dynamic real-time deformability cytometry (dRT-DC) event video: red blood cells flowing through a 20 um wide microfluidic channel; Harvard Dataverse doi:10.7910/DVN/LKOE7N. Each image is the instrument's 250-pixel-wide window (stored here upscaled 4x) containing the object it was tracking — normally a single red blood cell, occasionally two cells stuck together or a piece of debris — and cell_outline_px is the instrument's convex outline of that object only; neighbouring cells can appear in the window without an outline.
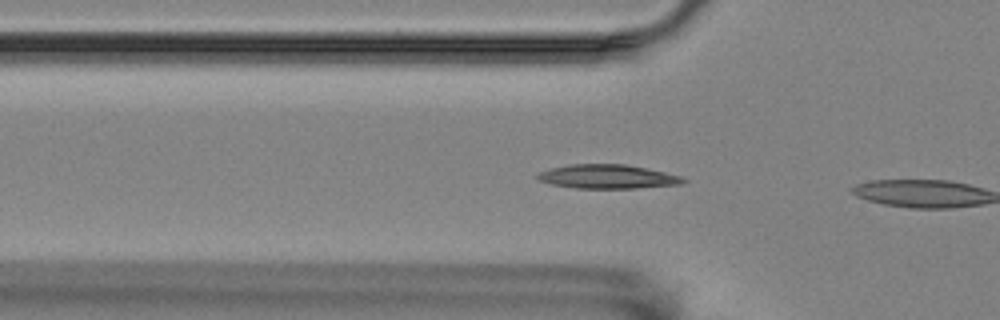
{"species": "Egyptian fruit bat (a non-hibernating species)", "species_latin": "Rousettus aegyptiacus", "temperature_condition": "room temperature", "stored_images_in_passage": 5, "camera_frame_rate_fps": 3000, "um_per_image_px": 0.085, "animal": {"sex": "female"}, "frame": {"image": 1, "passage_image": 4, "time_ms": 1.0, "image_size_px": [1000, 320], "cell_outline_px": [[688, 180], [680, 184], [636, 188], [576, 188], [552, 184], [540, 180], [536, 176], [540, 172], [552, 168], [572, 164], [624, 164], [664, 172], [680, 176]], "centroid_in_image_um": [51.65, 15.01], "position_along_channel_um": 74.1, "area_um2": 20.0}}